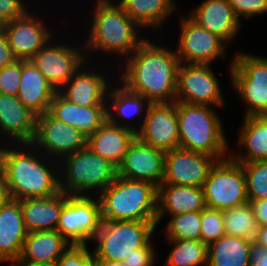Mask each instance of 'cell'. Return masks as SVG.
<instances>
[{"instance_id":"6da1fadb","label":"cell","mask_w":267,"mask_h":266,"mask_svg":"<svg viewBox=\"0 0 267 266\" xmlns=\"http://www.w3.org/2000/svg\"><path fill=\"white\" fill-rule=\"evenodd\" d=\"M126 60L120 81L129 91L150 103L175 102L180 64L175 51L145 39Z\"/></svg>"},{"instance_id":"7a4b0ae2","label":"cell","mask_w":267,"mask_h":266,"mask_svg":"<svg viewBox=\"0 0 267 266\" xmlns=\"http://www.w3.org/2000/svg\"><path fill=\"white\" fill-rule=\"evenodd\" d=\"M7 144L4 148L0 146V176L9 198H47L60 192V177L51 170L52 163L40 161L38 154L27 151L31 143H19L17 147L12 145L13 149L9 147L10 143Z\"/></svg>"},{"instance_id":"3957f363","label":"cell","mask_w":267,"mask_h":266,"mask_svg":"<svg viewBox=\"0 0 267 266\" xmlns=\"http://www.w3.org/2000/svg\"><path fill=\"white\" fill-rule=\"evenodd\" d=\"M111 0H97L91 30L84 48L117 53L129 57L145 40L140 38L138 30L141 28L123 10L119 4ZM137 30V31H136ZM88 48V49H87ZM110 51V52H109Z\"/></svg>"},{"instance_id":"277c9868","label":"cell","mask_w":267,"mask_h":266,"mask_svg":"<svg viewBox=\"0 0 267 266\" xmlns=\"http://www.w3.org/2000/svg\"><path fill=\"white\" fill-rule=\"evenodd\" d=\"M102 220L156 221L157 187L117 176L99 193Z\"/></svg>"},{"instance_id":"5b68a950","label":"cell","mask_w":267,"mask_h":266,"mask_svg":"<svg viewBox=\"0 0 267 266\" xmlns=\"http://www.w3.org/2000/svg\"><path fill=\"white\" fill-rule=\"evenodd\" d=\"M177 116L180 148L207 154L219 161L227 159L229 145L223 123L212 106L177 101Z\"/></svg>"},{"instance_id":"8992f818","label":"cell","mask_w":267,"mask_h":266,"mask_svg":"<svg viewBox=\"0 0 267 266\" xmlns=\"http://www.w3.org/2000/svg\"><path fill=\"white\" fill-rule=\"evenodd\" d=\"M63 159L65 179H60V191L67 195L86 196L93 189L101 193L118 176L117 167L88 146Z\"/></svg>"},{"instance_id":"52a82bcc","label":"cell","mask_w":267,"mask_h":266,"mask_svg":"<svg viewBox=\"0 0 267 266\" xmlns=\"http://www.w3.org/2000/svg\"><path fill=\"white\" fill-rule=\"evenodd\" d=\"M157 221L102 220L92 241H98L93 254L96 261L123 262L133 250L145 247L155 232Z\"/></svg>"},{"instance_id":"ba28073f","label":"cell","mask_w":267,"mask_h":266,"mask_svg":"<svg viewBox=\"0 0 267 266\" xmlns=\"http://www.w3.org/2000/svg\"><path fill=\"white\" fill-rule=\"evenodd\" d=\"M232 86L247 104V116H267V58L237 52L230 65Z\"/></svg>"},{"instance_id":"9c48e42d","label":"cell","mask_w":267,"mask_h":266,"mask_svg":"<svg viewBox=\"0 0 267 266\" xmlns=\"http://www.w3.org/2000/svg\"><path fill=\"white\" fill-rule=\"evenodd\" d=\"M202 188L209 209L223 211L248 202L244 170L230 157L215 164Z\"/></svg>"},{"instance_id":"30bf717a","label":"cell","mask_w":267,"mask_h":266,"mask_svg":"<svg viewBox=\"0 0 267 266\" xmlns=\"http://www.w3.org/2000/svg\"><path fill=\"white\" fill-rule=\"evenodd\" d=\"M102 223L99 199L90 195H67L57 224V231L71 245H87Z\"/></svg>"},{"instance_id":"8fae6325","label":"cell","mask_w":267,"mask_h":266,"mask_svg":"<svg viewBox=\"0 0 267 266\" xmlns=\"http://www.w3.org/2000/svg\"><path fill=\"white\" fill-rule=\"evenodd\" d=\"M180 63L177 70L176 97L191 105L222 106L224 104L219 79L210 64Z\"/></svg>"},{"instance_id":"7c38bea8","label":"cell","mask_w":267,"mask_h":266,"mask_svg":"<svg viewBox=\"0 0 267 266\" xmlns=\"http://www.w3.org/2000/svg\"><path fill=\"white\" fill-rule=\"evenodd\" d=\"M86 146L87 137L75 127L56 119L48 111L37 116L35 134L31 142L32 150L42 149L48 156H53V159L57 157L58 160L61 156L63 159Z\"/></svg>"},{"instance_id":"4fadbf2b","label":"cell","mask_w":267,"mask_h":266,"mask_svg":"<svg viewBox=\"0 0 267 266\" xmlns=\"http://www.w3.org/2000/svg\"><path fill=\"white\" fill-rule=\"evenodd\" d=\"M140 125L136 137L144 144L164 152L179 147L177 101L151 103ZM140 123V124H139Z\"/></svg>"},{"instance_id":"5bb4252c","label":"cell","mask_w":267,"mask_h":266,"mask_svg":"<svg viewBox=\"0 0 267 266\" xmlns=\"http://www.w3.org/2000/svg\"><path fill=\"white\" fill-rule=\"evenodd\" d=\"M180 38L176 54L180 63L209 64L218 57L224 58L227 44L207 31L194 20L181 17Z\"/></svg>"},{"instance_id":"9a60e30c","label":"cell","mask_w":267,"mask_h":266,"mask_svg":"<svg viewBox=\"0 0 267 266\" xmlns=\"http://www.w3.org/2000/svg\"><path fill=\"white\" fill-rule=\"evenodd\" d=\"M219 160L207 154L175 148L165 152L164 177L161 184L202 187Z\"/></svg>"},{"instance_id":"2e32d148","label":"cell","mask_w":267,"mask_h":266,"mask_svg":"<svg viewBox=\"0 0 267 266\" xmlns=\"http://www.w3.org/2000/svg\"><path fill=\"white\" fill-rule=\"evenodd\" d=\"M49 41L34 55L31 61L58 92L73 77L76 71L83 70L85 54L67 44L48 45ZM80 50V51H78Z\"/></svg>"},{"instance_id":"e0dca14e","label":"cell","mask_w":267,"mask_h":266,"mask_svg":"<svg viewBox=\"0 0 267 266\" xmlns=\"http://www.w3.org/2000/svg\"><path fill=\"white\" fill-rule=\"evenodd\" d=\"M164 164V151L146 145L136 137L118 166L117 175L126 179L146 181L158 188L164 177Z\"/></svg>"},{"instance_id":"ac0fdd59","label":"cell","mask_w":267,"mask_h":266,"mask_svg":"<svg viewBox=\"0 0 267 266\" xmlns=\"http://www.w3.org/2000/svg\"><path fill=\"white\" fill-rule=\"evenodd\" d=\"M41 21L27 11L21 17L1 25L17 60H31L52 37V32Z\"/></svg>"},{"instance_id":"d6986e66","label":"cell","mask_w":267,"mask_h":266,"mask_svg":"<svg viewBox=\"0 0 267 266\" xmlns=\"http://www.w3.org/2000/svg\"><path fill=\"white\" fill-rule=\"evenodd\" d=\"M137 126L116 125L108 119L87 138V146L117 168L121 164L129 145L136 138Z\"/></svg>"},{"instance_id":"ffe728a7","label":"cell","mask_w":267,"mask_h":266,"mask_svg":"<svg viewBox=\"0 0 267 266\" xmlns=\"http://www.w3.org/2000/svg\"><path fill=\"white\" fill-rule=\"evenodd\" d=\"M189 17L227 45L238 35L241 27V20L227 0H205L192 10Z\"/></svg>"},{"instance_id":"44dd1931","label":"cell","mask_w":267,"mask_h":266,"mask_svg":"<svg viewBox=\"0 0 267 266\" xmlns=\"http://www.w3.org/2000/svg\"><path fill=\"white\" fill-rule=\"evenodd\" d=\"M27 230L20 200L9 198L0 209V262L20 258Z\"/></svg>"},{"instance_id":"7402d4cb","label":"cell","mask_w":267,"mask_h":266,"mask_svg":"<svg viewBox=\"0 0 267 266\" xmlns=\"http://www.w3.org/2000/svg\"><path fill=\"white\" fill-rule=\"evenodd\" d=\"M107 110V106L75 105L56 92L48 112L56 119L75 127L88 138L108 119Z\"/></svg>"},{"instance_id":"603a6c76","label":"cell","mask_w":267,"mask_h":266,"mask_svg":"<svg viewBox=\"0 0 267 266\" xmlns=\"http://www.w3.org/2000/svg\"><path fill=\"white\" fill-rule=\"evenodd\" d=\"M37 115L23 105L17 96L0 93V133L18 143H31ZM4 132V133H3ZM16 140V141H15Z\"/></svg>"},{"instance_id":"cb8c5ba5","label":"cell","mask_w":267,"mask_h":266,"mask_svg":"<svg viewBox=\"0 0 267 266\" xmlns=\"http://www.w3.org/2000/svg\"><path fill=\"white\" fill-rule=\"evenodd\" d=\"M90 71H80L79 68L58 92L75 105L107 106L109 82L100 72H94L92 69Z\"/></svg>"},{"instance_id":"d4e9b609","label":"cell","mask_w":267,"mask_h":266,"mask_svg":"<svg viewBox=\"0 0 267 266\" xmlns=\"http://www.w3.org/2000/svg\"><path fill=\"white\" fill-rule=\"evenodd\" d=\"M206 208L202 187L160 184L157 188V225L165 214L170 216L198 212Z\"/></svg>"},{"instance_id":"484cf974","label":"cell","mask_w":267,"mask_h":266,"mask_svg":"<svg viewBox=\"0 0 267 266\" xmlns=\"http://www.w3.org/2000/svg\"><path fill=\"white\" fill-rule=\"evenodd\" d=\"M57 91L37 69L31 60H21V77L18 99L37 116L49 110Z\"/></svg>"},{"instance_id":"4316f807","label":"cell","mask_w":267,"mask_h":266,"mask_svg":"<svg viewBox=\"0 0 267 266\" xmlns=\"http://www.w3.org/2000/svg\"><path fill=\"white\" fill-rule=\"evenodd\" d=\"M66 194L62 191L47 198L20 199L27 233L56 230Z\"/></svg>"},{"instance_id":"83f0119b","label":"cell","mask_w":267,"mask_h":266,"mask_svg":"<svg viewBox=\"0 0 267 266\" xmlns=\"http://www.w3.org/2000/svg\"><path fill=\"white\" fill-rule=\"evenodd\" d=\"M70 245L57 230L30 232L20 258L28 262L55 263Z\"/></svg>"},{"instance_id":"f1b7e54d","label":"cell","mask_w":267,"mask_h":266,"mask_svg":"<svg viewBox=\"0 0 267 266\" xmlns=\"http://www.w3.org/2000/svg\"><path fill=\"white\" fill-rule=\"evenodd\" d=\"M251 240L223 235L207 246L208 266H251Z\"/></svg>"},{"instance_id":"f546056e","label":"cell","mask_w":267,"mask_h":266,"mask_svg":"<svg viewBox=\"0 0 267 266\" xmlns=\"http://www.w3.org/2000/svg\"><path fill=\"white\" fill-rule=\"evenodd\" d=\"M238 146L245 147L247 153L234 157L235 162H253L267 160V116H245Z\"/></svg>"},{"instance_id":"4dcf8cb0","label":"cell","mask_w":267,"mask_h":266,"mask_svg":"<svg viewBox=\"0 0 267 266\" xmlns=\"http://www.w3.org/2000/svg\"><path fill=\"white\" fill-rule=\"evenodd\" d=\"M123 10L141 28L161 27L167 17L176 10L173 0H119Z\"/></svg>"},{"instance_id":"1f68e13d","label":"cell","mask_w":267,"mask_h":266,"mask_svg":"<svg viewBox=\"0 0 267 266\" xmlns=\"http://www.w3.org/2000/svg\"><path fill=\"white\" fill-rule=\"evenodd\" d=\"M107 97V99L110 98L109 101L111 100L110 102L107 101L109 103L107 107L110 108L107 110L108 120L116 125L121 124V121H118L120 118L122 121H124L123 119L130 120L131 117L133 119L138 113H144L143 110H147L151 104L142 95L129 91L124 85L109 90Z\"/></svg>"},{"instance_id":"d6a6232c","label":"cell","mask_w":267,"mask_h":266,"mask_svg":"<svg viewBox=\"0 0 267 266\" xmlns=\"http://www.w3.org/2000/svg\"><path fill=\"white\" fill-rule=\"evenodd\" d=\"M173 247L166 266H208L207 245L201 240L168 239Z\"/></svg>"},{"instance_id":"836d02e7","label":"cell","mask_w":267,"mask_h":266,"mask_svg":"<svg viewBox=\"0 0 267 266\" xmlns=\"http://www.w3.org/2000/svg\"><path fill=\"white\" fill-rule=\"evenodd\" d=\"M225 235L254 241L258 225L249 202L222 211Z\"/></svg>"},{"instance_id":"e575fe53","label":"cell","mask_w":267,"mask_h":266,"mask_svg":"<svg viewBox=\"0 0 267 266\" xmlns=\"http://www.w3.org/2000/svg\"><path fill=\"white\" fill-rule=\"evenodd\" d=\"M165 232L167 239L201 240V211L170 216Z\"/></svg>"},{"instance_id":"d590c367","label":"cell","mask_w":267,"mask_h":266,"mask_svg":"<svg viewBox=\"0 0 267 266\" xmlns=\"http://www.w3.org/2000/svg\"><path fill=\"white\" fill-rule=\"evenodd\" d=\"M240 163L246 177L248 202L267 199V160Z\"/></svg>"},{"instance_id":"8d00e7d4","label":"cell","mask_w":267,"mask_h":266,"mask_svg":"<svg viewBox=\"0 0 267 266\" xmlns=\"http://www.w3.org/2000/svg\"><path fill=\"white\" fill-rule=\"evenodd\" d=\"M201 241L207 246L225 235L222 211L205 208L201 211Z\"/></svg>"},{"instance_id":"74e56055","label":"cell","mask_w":267,"mask_h":266,"mask_svg":"<svg viewBox=\"0 0 267 266\" xmlns=\"http://www.w3.org/2000/svg\"><path fill=\"white\" fill-rule=\"evenodd\" d=\"M55 266H98V263L87 245H70Z\"/></svg>"},{"instance_id":"f35d334b","label":"cell","mask_w":267,"mask_h":266,"mask_svg":"<svg viewBox=\"0 0 267 266\" xmlns=\"http://www.w3.org/2000/svg\"><path fill=\"white\" fill-rule=\"evenodd\" d=\"M21 77V60L0 69V93L17 96Z\"/></svg>"},{"instance_id":"ab89813d","label":"cell","mask_w":267,"mask_h":266,"mask_svg":"<svg viewBox=\"0 0 267 266\" xmlns=\"http://www.w3.org/2000/svg\"><path fill=\"white\" fill-rule=\"evenodd\" d=\"M236 17L252 18L267 12V0H227Z\"/></svg>"},{"instance_id":"60d3db41","label":"cell","mask_w":267,"mask_h":266,"mask_svg":"<svg viewBox=\"0 0 267 266\" xmlns=\"http://www.w3.org/2000/svg\"><path fill=\"white\" fill-rule=\"evenodd\" d=\"M149 242L145 247L133 250V253L125 257L123 263L126 266H154L156 254Z\"/></svg>"},{"instance_id":"b9f144b4","label":"cell","mask_w":267,"mask_h":266,"mask_svg":"<svg viewBox=\"0 0 267 266\" xmlns=\"http://www.w3.org/2000/svg\"><path fill=\"white\" fill-rule=\"evenodd\" d=\"M26 7L23 0H0V26L24 15Z\"/></svg>"},{"instance_id":"7bdbcfd3","label":"cell","mask_w":267,"mask_h":266,"mask_svg":"<svg viewBox=\"0 0 267 266\" xmlns=\"http://www.w3.org/2000/svg\"><path fill=\"white\" fill-rule=\"evenodd\" d=\"M16 60L5 31L0 26V69L14 63Z\"/></svg>"},{"instance_id":"ee69618b","label":"cell","mask_w":267,"mask_h":266,"mask_svg":"<svg viewBox=\"0 0 267 266\" xmlns=\"http://www.w3.org/2000/svg\"><path fill=\"white\" fill-rule=\"evenodd\" d=\"M258 227L267 225V199L252 200L249 202Z\"/></svg>"},{"instance_id":"f6af8a7d","label":"cell","mask_w":267,"mask_h":266,"mask_svg":"<svg viewBox=\"0 0 267 266\" xmlns=\"http://www.w3.org/2000/svg\"><path fill=\"white\" fill-rule=\"evenodd\" d=\"M251 266H267V248H264L254 241L251 246Z\"/></svg>"},{"instance_id":"bcb514c9","label":"cell","mask_w":267,"mask_h":266,"mask_svg":"<svg viewBox=\"0 0 267 266\" xmlns=\"http://www.w3.org/2000/svg\"><path fill=\"white\" fill-rule=\"evenodd\" d=\"M254 242L264 248H267V225L258 227Z\"/></svg>"},{"instance_id":"7dc6e473","label":"cell","mask_w":267,"mask_h":266,"mask_svg":"<svg viewBox=\"0 0 267 266\" xmlns=\"http://www.w3.org/2000/svg\"><path fill=\"white\" fill-rule=\"evenodd\" d=\"M11 266H55V263L50 262H28L23 261L21 258L9 262Z\"/></svg>"},{"instance_id":"c3c4849f","label":"cell","mask_w":267,"mask_h":266,"mask_svg":"<svg viewBox=\"0 0 267 266\" xmlns=\"http://www.w3.org/2000/svg\"><path fill=\"white\" fill-rule=\"evenodd\" d=\"M9 199L8 190L3 178L0 176V209L4 203Z\"/></svg>"},{"instance_id":"681fc988","label":"cell","mask_w":267,"mask_h":266,"mask_svg":"<svg viewBox=\"0 0 267 266\" xmlns=\"http://www.w3.org/2000/svg\"><path fill=\"white\" fill-rule=\"evenodd\" d=\"M98 266H126L123 262L97 261Z\"/></svg>"}]
</instances>
